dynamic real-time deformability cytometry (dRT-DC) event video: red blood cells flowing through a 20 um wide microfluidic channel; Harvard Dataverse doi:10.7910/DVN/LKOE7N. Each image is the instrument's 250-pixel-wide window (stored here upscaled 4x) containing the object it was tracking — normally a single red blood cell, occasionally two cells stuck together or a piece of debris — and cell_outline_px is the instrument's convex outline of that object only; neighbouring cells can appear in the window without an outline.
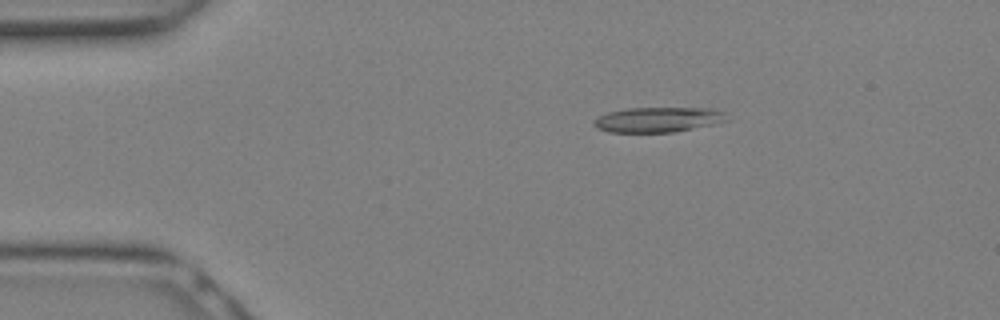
{"species": "Egyptian fruit bat (a non-hibernating species)", "species_latin": "Rousettus aegyptiacus", "temperature_condition": "warm", "stored_images_in_passage": 13, "camera_frame_rate_fps": 3000, "um_per_image_px": 0.085, "animal": {"sex": "female"}, "frame": {"image": 1, "passage_image": 1, "time_ms": 0.0, "image_size_px": [1000, 320], "cell_outline_px": [[728, 120], [712, 124], [672, 132], [608, 132], [596, 128], [592, 124], [592, 120], [608, 112], [628, 108], [712, 108], [724, 112]], "centroid_in_image_um": [55.89, 10.16], "position_along_channel_um": 29.1, "area_um2": 19.31}}
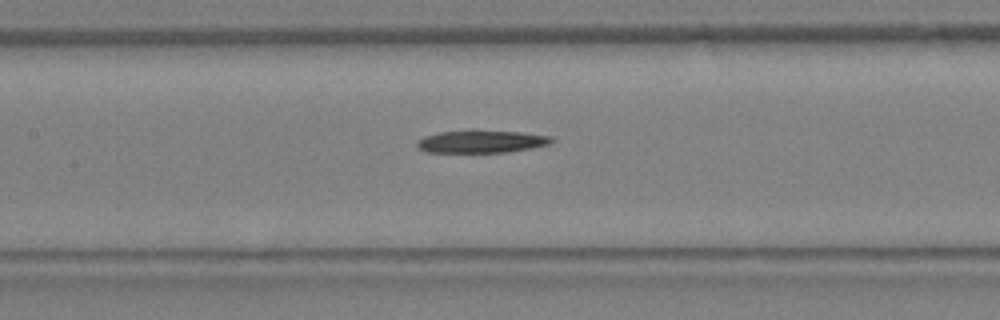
{"frame": {"image": 2, "passage_image": 9, "time_ms": 2.667, "image_size_px": [1000, 320], "cell_outline_px": [[556, 140], [548, 144], [532, 148], [508, 152], [428, 152], [420, 148], [416, 144], [416, 140], [424, 136], [440, 132], [472, 128], [524, 132], [552, 136]], "centroid_in_image_um": [40.95, 11.99], "position_along_channel_um": 166.5, "area_um2": 18.38}}
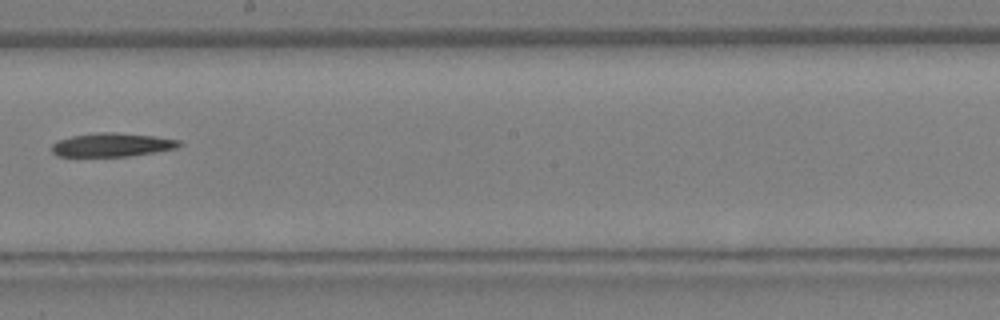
{"frame": {"image": 3, "passage_image": 12, "time_ms": 3.667, "image_size_px": [1000, 320], "cell_outline_px": [[184, 144], [176, 148], [156, 152], [128, 156], [56, 156], [52, 152], [52, 144], [56, 140], [72, 136], [100, 132], [116, 132], [156, 136], [180, 140]], "centroid_in_image_um": [9.54, 12.3], "position_along_channel_um": 238.7, "area_um2": 17.69}}